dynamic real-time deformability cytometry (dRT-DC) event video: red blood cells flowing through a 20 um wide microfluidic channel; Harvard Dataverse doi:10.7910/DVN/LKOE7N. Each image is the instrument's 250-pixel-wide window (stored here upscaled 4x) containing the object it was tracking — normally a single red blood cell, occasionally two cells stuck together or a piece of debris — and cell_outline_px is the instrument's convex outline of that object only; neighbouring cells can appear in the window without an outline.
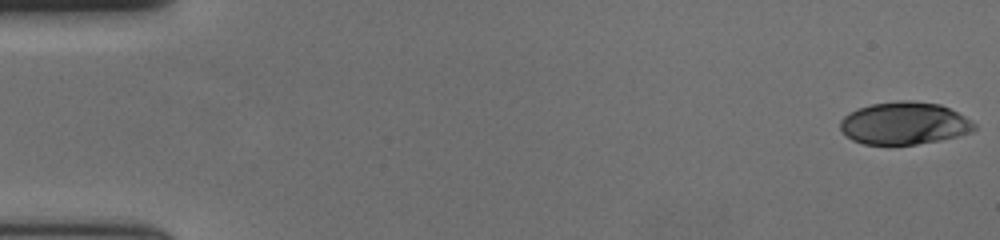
{"species": "human", "species_latin": "Homo sapiens", "temperature_condition": "cold", "stored_images_in_passage": 58, "camera_frame_rate_fps": 3000, "um_per_image_px": 0.085, "donor": {"sex": "female"}, "frame": {"image": 1, "passage_image": 1, "time_ms": 0.0, "image_size_px": [1000, 240], "cell_outline_px": [[976, 128], [972, 132], [940, 140], [916, 144], [864, 144], [852, 140], [840, 128], [840, 120], [844, 116], [856, 108], [872, 104], [900, 100], [912, 100], [940, 104], [972, 120], [976, 124]], "centroid_in_image_um": [76.87, 10.47], "position_along_channel_um": 8.1, "area_um2": 33.12}}
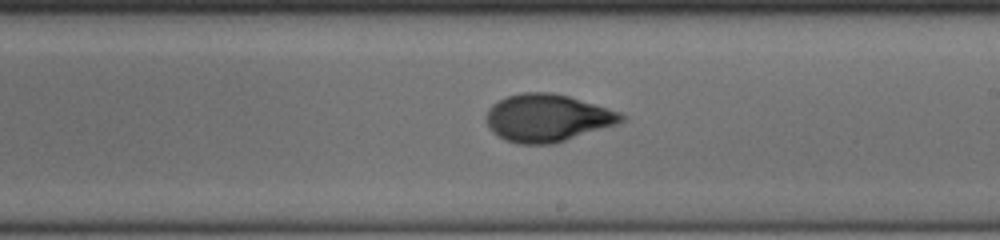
{"frame": {"image": 2, "passage_image": 34, "time_ms": 11.0, "image_size_px": [1000, 240], "cell_outline_px": [[624, 120], [616, 124], [556, 144], [516, 144], [504, 140], [492, 132], [488, 128], [488, 108], [492, 104], [508, 96], [520, 92], [552, 92], [568, 96], [608, 108], [620, 112], [624, 116]], "centroid_in_image_um": [46.51, 10.04], "position_along_channel_um": 242.5, "area_um2": 37.4}}
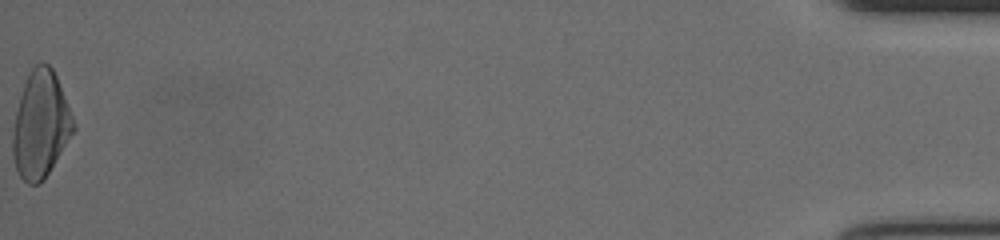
{"frame": {"image": 3, "passage_image": 58, "time_ms": 19.0, "image_size_px": [1000, 240], "cell_outline_px": [[76, 128], [44, 180], [40, 184], [28, 184], [20, 176], [16, 168], [12, 156], [12, 132], [16, 112], [20, 96], [28, 72], [36, 64], [48, 64], [52, 68], [56, 76], [76, 124]], "centroid_in_image_um": [3.44, 10.62], "position_along_channel_um": 431.8, "area_um2": 37.57}, "authors_computed_cell_mechanics": {"area_um2": 35.836, "velocity_mm_per_s": 3.6574, "shape_relaxation_time_tau1_ms": 3.6836, "shape_relaxation_time_tau2_ms": 1.2213, "deformation_change_tau1": 0.1756, "deformation_change_tau2": 0.0616}}